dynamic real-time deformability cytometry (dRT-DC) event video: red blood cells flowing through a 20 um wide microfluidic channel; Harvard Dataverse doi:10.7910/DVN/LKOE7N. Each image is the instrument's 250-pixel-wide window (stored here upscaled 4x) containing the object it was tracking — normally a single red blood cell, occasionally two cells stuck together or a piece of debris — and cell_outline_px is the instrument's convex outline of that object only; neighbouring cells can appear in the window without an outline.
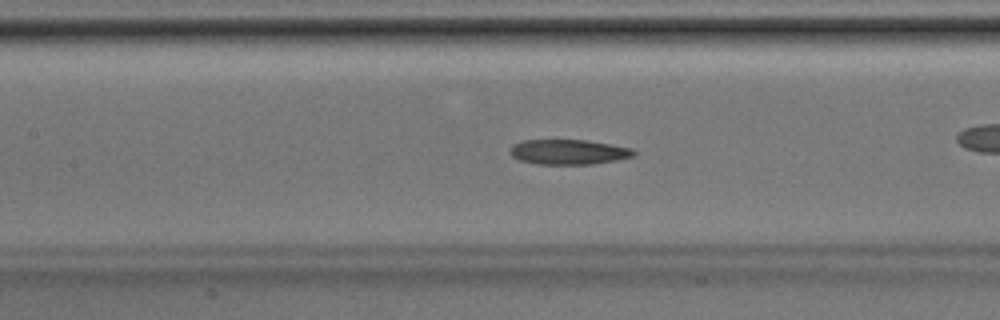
{"species": "Egyptian fruit bat (a non-hibernating species)", "species_latin": "Rousettus aegyptiacus", "temperature_condition": "room temperature", "stored_images_in_passage": 41, "camera_frame_rate_fps": 3000, "um_per_image_px": 0.085, "animal": {"sex": "male"}, "frame": {"image": 1, "passage_image": 18, "time_ms": 5.667, "image_size_px": [1000, 320], "cell_outline_px": [[636, 156], [616, 160], [592, 164], [536, 164], [520, 160], [512, 156], [512, 144], [520, 140], [588, 140], [632, 148], [636, 152]], "centroid_in_image_um": [48.36, 12.91], "position_along_channel_um": 159.0, "area_um2": 18.03}}